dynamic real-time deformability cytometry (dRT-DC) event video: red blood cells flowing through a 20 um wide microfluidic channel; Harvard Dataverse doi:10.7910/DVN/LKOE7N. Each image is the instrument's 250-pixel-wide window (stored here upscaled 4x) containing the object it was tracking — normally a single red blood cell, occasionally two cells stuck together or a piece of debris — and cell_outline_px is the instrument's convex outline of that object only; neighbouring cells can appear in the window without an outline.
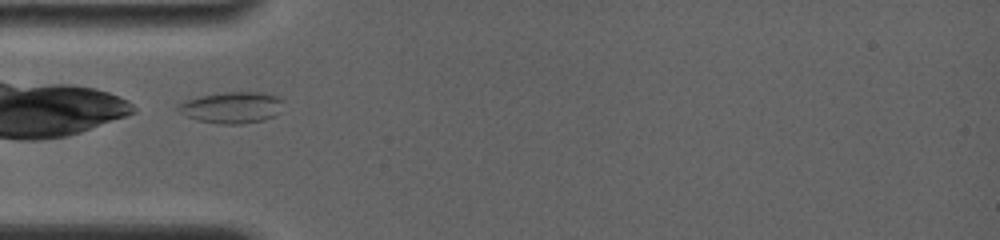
{"species": "common noctule bat (a hibernating species)", "species_latin": "Nyctalus noctula", "temperature_condition": "room temperature", "stored_images_in_passage": 35, "camera_frame_rate_fps": 4000, "um_per_image_px": 0.085, "animal": {"sex": "female", "body_mass_g": 19.0, "forearm_length_mm": 56.7}, "frame": {"image": 1, "passage_image": 2, "time_ms": 0.25, "image_size_px": [1000, 240], "cell_outline_px": [[284, 100], [280, 112], [276, 116], [264, 120], [240, 124], [220, 124], [196, 120], [180, 112], [176, 108], [176, 104], [184, 100], [200, 96], [224, 92], [260, 92], [276, 96]], "centroid_in_image_um": [19.71, 9.14], "position_along_channel_um": 65.3, "area_um2": 19.42}}
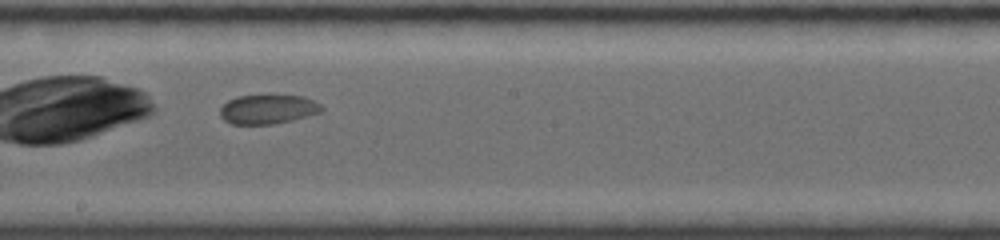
{"frame": {"image": 2, "passage_image": 22, "time_ms": 4.5, "image_size_px": [1000, 240], "cell_outline_px": [[324, 108], [320, 112], [308, 116], [292, 120], [272, 124], [232, 124], [224, 120], [220, 116], [220, 108], [228, 100], [236, 96], [304, 96], [320, 104]], "centroid_in_image_um": [22.75, 9.29], "position_along_channel_um": 225.4, "area_um2": 17.17}}
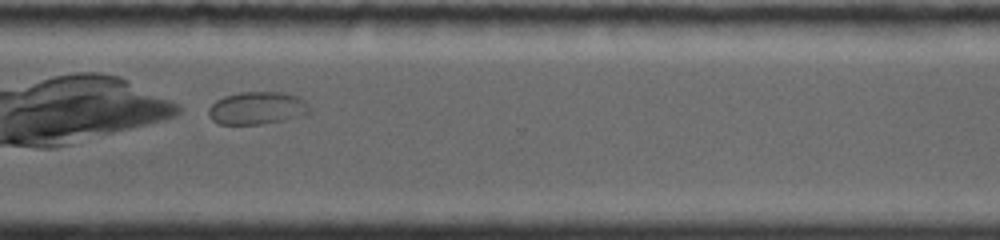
{"frame": {"image": 3, "passage_image": 33, "time_ms": 7.75, "image_size_px": [1000, 240], "cell_outline_px": [[312, 112], [304, 116], [264, 124], [220, 124], [212, 120], [208, 112], [208, 108], [216, 100], [224, 96], [240, 92], [284, 92], [300, 96], [304, 100]], "centroid_in_image_um": [21.9, 9.18], "position_along_channel_um": 348.7, "area_um2": 19.48}}